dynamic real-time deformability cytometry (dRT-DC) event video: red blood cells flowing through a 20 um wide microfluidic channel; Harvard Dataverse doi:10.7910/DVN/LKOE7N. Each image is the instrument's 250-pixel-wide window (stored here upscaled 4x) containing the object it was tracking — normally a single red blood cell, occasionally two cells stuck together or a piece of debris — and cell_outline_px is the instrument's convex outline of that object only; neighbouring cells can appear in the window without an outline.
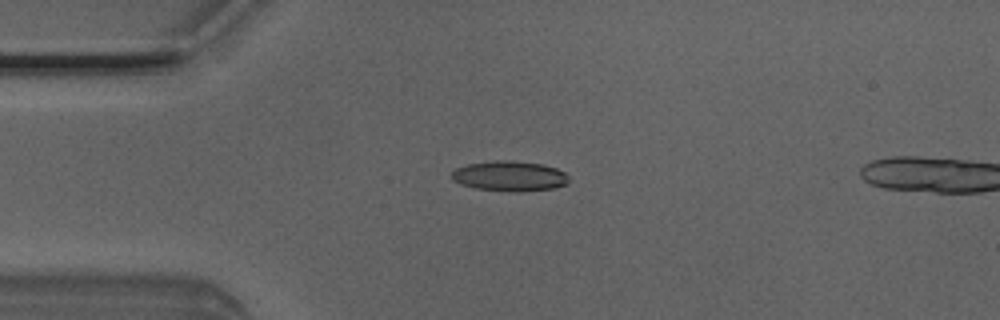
{"species": "Egyptian fruit bat (a non-hibernating species)", "species_latin": "Rousettus aegyptiacus", "temperature_condition": "room temperature", "stored_images_in_passage": 1, "camera_frame_rate_fps": 3000, "um_per_image_px": 0.085, "animal": {"sex": "male"}, "frame": {"image": 1, "passage_image": 1, "time_ms": 0.0, "image_size_px": [1000, 320], "cell_outline_px": [[568, 184], [552, 188], [520, 192], [516, 192], [476, 188], [460, 184], [452, 180], [452, 172], [456, 168], [468, 164], [492, 160], [508, 160], [544, 164], [556, 168], [564, 172], [568, 176]], "centroid_in_image_um": [43.32, 14.96], "position_along_channel_um": 41.7, "area_um2": 20.63}}